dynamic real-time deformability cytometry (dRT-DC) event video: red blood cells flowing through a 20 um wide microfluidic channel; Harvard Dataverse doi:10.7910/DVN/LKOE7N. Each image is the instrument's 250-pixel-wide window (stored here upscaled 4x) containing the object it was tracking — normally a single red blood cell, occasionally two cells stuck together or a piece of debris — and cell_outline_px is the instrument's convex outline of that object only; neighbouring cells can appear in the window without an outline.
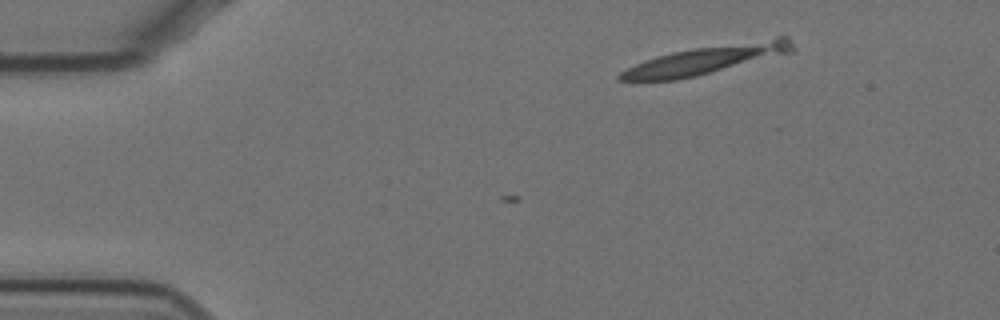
{"species": "Egyptian fruit bat (a non-hibernating species)", "species_latin": "Rousettus aegyptiacus", "temperature_condition": "cold", "stored_images_in_passage": 9, "camera_frame_rate_fps": 3000, "um_per_image_px": 0.085, "animal": {"sex": "female"}, "frame": {"image": 1, "passage_image": 1, "time_ms": 0.0, "image_size_px": [1000, 320], "cell_outline_px": [[796, 48], [792, 52], [696, 76], [676, 80], [616, 80], [616, 76], [620, 72], [644, 60], [656, 56], [672, 52], [692, 48], [776, 36], [788, 36]], "centroid_in_image_um": [60.08, 5.04], "position_along_channel_um": 24.9, "area_um2": 28.67}}